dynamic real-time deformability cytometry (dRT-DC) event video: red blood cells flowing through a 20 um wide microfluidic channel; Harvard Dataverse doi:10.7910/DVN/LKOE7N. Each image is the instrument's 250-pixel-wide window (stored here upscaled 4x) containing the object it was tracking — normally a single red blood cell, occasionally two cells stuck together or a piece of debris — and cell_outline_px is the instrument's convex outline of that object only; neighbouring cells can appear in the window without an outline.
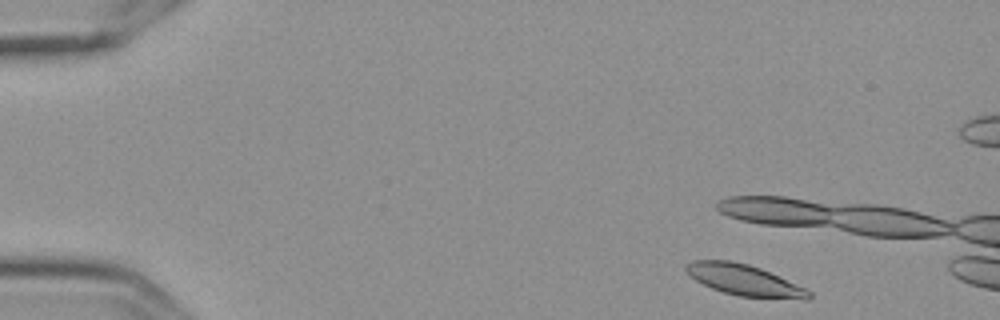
{"species": "Egyptian fruit bat (a non-hibernating species)", "species_latin": "Rousettus aegyptiacus", "temperature_condition": "cold", "stored_images_in_passage": 11, "camera_frame_rate_fps": 3000, "um_per_image_px": 0.085, "frame": {"image": 1, "passage_image": 2, "time_ms": 0.333, "image_size_px": [1000, 320], "cell_outline_px": [[812, 296], [740, 296], [724, 292], [712, 288], [696, 280], [684, 268], [688, 264], [696, 260], [728, 260], [748, 264], [760, 268], [804, 288], [812, 292]], "centroid_in_image_um": [63.12, 23.74], "position_along_channel_um": 21.9, "area_um2": 20.69}}